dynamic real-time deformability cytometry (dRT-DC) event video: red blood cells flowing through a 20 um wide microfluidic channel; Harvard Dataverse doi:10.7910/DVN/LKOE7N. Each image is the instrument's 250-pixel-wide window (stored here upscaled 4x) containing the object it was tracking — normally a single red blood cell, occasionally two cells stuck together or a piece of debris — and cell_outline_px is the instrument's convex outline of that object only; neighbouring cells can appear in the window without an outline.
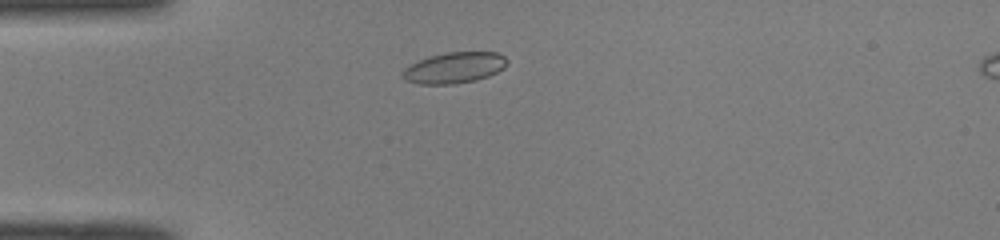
{"species": "common noctule bat (a hibernating species)", "species_latin": "Nyctalus noctula", "temperature_condition": "room temperature", "stored_images_in_passage": 43, "camera_frame_rate_fps": 3000, "um_per_image_px": 0.085, "animal": {"sex": "male", "body_mass_g": 19.0, "forearm_length_mm": 50.8}, "frame": {"image": 1, "passage_image": 6, "time_ms": 1.667, "image_size_px": [1000, 240], "cell_outline_px": [[508, 64], [504, 68], [488, 76], [476, 80], [452, 84], [420, 84], [404, 80], [400, 76], [404, 68], [428, 56], [448, 52], [496, 52], [504, 56], [508, 60]], "centroid_in_image_um": [38.61, 5.76], "position_along_channel_um": 46.4, "area_um2": 18.9}}
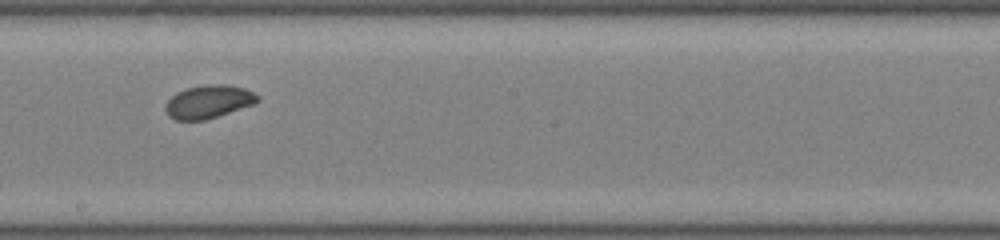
{"frame": {"image": 2, "passage_image": 21, "time_ms": 6.667, "image_size_px": [1000, 240], "cell_outline_px": [[260, 100], [256, 104], [204, 120], [176, 120], [168, 116], [164, 108], [168, 100], [176, 92], [188, 88], [204, 84], [228, 84], [244, 88], [260, 96]], "centroid_in_image_um": [17.74, 8.64], "position_along_channel_um": 230.5, "area_um2": 17.92}}
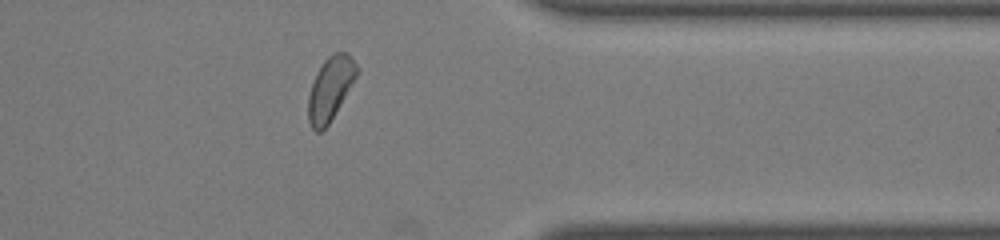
{"frame": {"image": 3, "passage_image": 33, "time_ms": 10.667, "image_size_px": [1000, 240], "cell_outline_px": [[360, 72], [328, 124], [320, 132], [316, 132], [312, 128], [308, 120], [308, 96], [316, 72], [324, 60], [328, 56], [336, 52], [348, 52], [360, 68]], "centroid_in_image_um": [28.1, 7.49], "position_along_channel_um": 383.3, "area_um2": 18.03}, "authors_computed_cell_mechanics": {"area_um2": 18.207, "velocity_mm_per_s": 4.059, "shape_relaxation_time_tau1_ms": 1.568, "shape_relaxation_time_tau2_ms": 5.4089, "deformation_change_tau1": 0.0694, "deformation_change_tau2": 0.0648}}